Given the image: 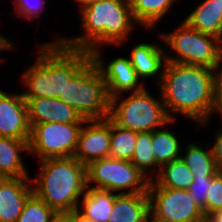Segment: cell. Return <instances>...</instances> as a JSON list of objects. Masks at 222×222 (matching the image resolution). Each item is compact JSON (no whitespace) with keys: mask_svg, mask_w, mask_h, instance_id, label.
<instances>
[{"mask_svg":"<svg viewBox=\"0 0 222 222\" xmlns=\"http://www.w3.org/2000/svg\"><path fill=\"white\" fill-rule=\"evenodd\" d=\"M150 217L158 222H192L204 215L188 190L148 186Z\"/></svg>","mask_w":222,"mask_h":222,"instance_id":"10","label":"cell"},{"mask_svg":"<svg viewBox=\"0 0 222 222\" xmlns=\"http://www.w3.org/2000/svg\"><path fill=\"white\" fill-rule=\"evenodd\" d=\"M161 40L176 55L166 52V61L205 66L215 70L222 64V40L191 28L185 21L173 33L161 34Z\"/></svg>","mask_w":222,"mask_h":222,"instance_id":"7","label":"cell"},{"mask_svg":"<svg viewBox=\"0 0 222 222\" xmlns=\"http://www.w3.org/2000/svg\"><path fill=\"white\" fill-rule=\"evenodd\" d=\"M50 222H75V211L55 213Z\"/></svg>","mask_w":222,"mask_h":222,"instance_id":"33","label":"cell"},{"mask_svg":"<svg viewBox=\"0 0 222 222\" xmlns=\"http://www.w3.org/2000/svg\"><path fill=\"white\" fill-rule=\"evenodd\" d=\"M13 44L14 42L12 43L11 40L7 39V37H4L2 34H0V52L15 49ZM3 61L4 60L0 57V63Z\"/></svg>","mask_w":222,"mask_h":222,"instance_id":"34","label":"cell"},{"mask_svg":"<svg viewBox=\"0 0 222 222\" xmlns=\"http://www.w3.org/2000/svg\"><path fill=\"white\" fill-rule=\"evenodd\" d=\"M27 103L28 120L32 127L41 123H85L86 119L71 106L58 98H24Z\"/></svg>","mask_w":222,"mask_h":222,"instance_id":"14","label":"cell"},{"mask_svg":"<svg viewBox=\"0 0 222 222\" xmlns=\"http://www.w3.org/2000/svg\"><path fill=\"white\" fill-rule=\"evenodd\" d=\"M130 161L150 180H153L159 173L161 166L156 162L153 153L152 132H137L135 149ZM148 169L152 170L149 171ZM154 169H158L157 172L155 170L156 174L153 171ZM150 172H153V174Z\"/></svg>","mask_w":222,"mask_h":222,"instance_id":"25","label":"cell"},{"mask_svg":"<svg viewBox=\"0 0 222 222\" xmlns=\"http://www.w3.org/2000/svg\"><path fill=\"white\" fill-rule=\"evenodd\" d=\"M176 0H129L135 25L144 28H154L159 23Z\"/></svg>","mask_w":222,"mask_h":222,"instance_id":"21","label":"cell"},{"mask_svg":"<svg viewBox=\"0 0 222 222\" xmlns=\"http://www.w3.org/2000/svg\"><path fill=\"white\" fill-rule=\"evenodd\" d=\"M214 145L211 147L214 160L219 171H222V129L216 130Z\"/></svg>","mask_w":222,"mask_h":222,"instance_id":"32","label":"cell"},{"mask_svg":"<svg viewBox=\"0 0 222 222\" xmlns=\"http://www.w3.org/2000/svg\"><path fill=\"white\" fill-rule=\"evenodd\" d=\"M147 222H158V221H155L154 219H152L150 216L147 218Z\"/></svg>","mask_w":222,"mask_h":222,"instance_id":"41","label":"cell"},{"mask_svg":"<svg viewBox=\"0 0 222 222\" xmlns=\"http://www.w3.org/2000/svg\"><path fill=\"white\" fill-rule=\"evenodd\" d=\"M176 133L161 127L152 131V149L156 162L162 166L165 163L180 159L181 149Z\"/></svg>","mask_w":222,"mask_h":222,"instance_id":"24","label":"cell"},{"mask_svg":"<svg viewBox=\"0 0 222 222\" xmlns=\"http://www.w3.org/2000/svg\"><path fill=\"white\" fill-rule=\"evenodd\" d=\"M192 222H211V219L208 215H203L202 217H200L199 219H196Z\"/></svg>","mask_w":222,"mask_h":222,"instance_id":"38","label":"cell"},{"mask_svg":"<svg viewBox=\"0 0 222 222\" xmlns=\"http://www.w3.org/2000/svg\"><path fill=\"white\" fill-rule=\"evenodd\" d=\"M193 177L189 167L180 158L163 164L153 181L163 188L188 190Z\"/></svg>","mask_w":222,"mask_h":222,"instance_id":"23","label":"cell"},{"mask_svg":"<svg viewBox=\"0 0 222 222\" xmlns=\"http://www.w3.org/2000/svg\"><path fill=\"white\" fill-rule=\"evenodd\" d=\"M208 216L210 217L211 222H222V209L217 210Z\"/></svg>","mask_w":222,"mask_h":222,"instance_id":"35","label":"cell"},{"mask_svg":"<svg viewBox=\"0 0 222 222\" xmlns=\"http://www.w3.org/2000/svg\"><path fill=\"white\" fill-rule=\"evenodd\" d=\"M184 21L193 29L222 40V11L212 0H204Z\"/></svg>","mask_w":222,"mask_h":222,"instance_id":"20","label":"cell"},{"mask_svg":"<svg viewBox=\"0 0 222 222\" xmlns=\"http://www.w3.org/2000/svg\"><path fill=\"white\" fill-rule=\"evenodd\" d=\"M216 112L220 113L222 117V65L215 69L214 74V104L212 115Z\"/></svg>","mask_w":222,"mask_h":222,"instance_id":"31","label":"cell"},{"mask_svg":"<svg viewBox=\"0 0 222 222\" xmlns=\"http://www.w3.org/2000/svg\"><path fill=\"white\" fill-rule=\"evenodd\" d=\"M213 2L216 3V5L220 8V10L222 11V0H212Z\"/></svg>","mask_w":222,"mask_h":222,"instance_id":"39","label":"cell"},{"mask_svg":"<svg viewBox=\"0 0 222 222\" xmlns=\"http://www.w3.org/2000/svg\"><path fill=\"white\" fill-rule=\"evenodd\" d=\"M111 120H86L78 138L74 157L82 164L109 157Z\"/></svg>","mask_w":222,"mask_h":222,"instance_id":"12","label":"cell"},{"mask_svg":"<svg viewBox=\"0 0 222 222\" xmlns=\"http://www.w3.org/2000/svg\"><path fill=\"white\" fill-rule=\"evenodd\" d=\"M117 195V193L109 190L87 186L86 192L78 204L77 211L83 217L96 222H108Z\"/></svg>","mask_w":222,"mask_h":222,"instance_id":"19","label":"cell"},{"mask_svg":"<svg viewBox=\"0 0 222 222\" xmlns=\"http://www.w3.org/2000/svg\"><path fill=\"white\" fill-rule=\"evenodd\" d=\"M212 183V177H193L188 191L193 201L203 210L207 202V193Z\"/></svg>","mask_w":222,"mask_h":222,"instance_id":"29","label":"cell"},{"mask_svg":"<svg viewBox=\"0 0 222 222\" xmlns=\"http://www.w3.org/2000/svg\"><path fill=\"white\" fill-rule=\"evenodd\" d=\"M76 1L78 4H80V9L86 8L89 5L93 4L94 2H96L97 0H74Z\"/></svg>","mask_w":222,"mask_h":222,"instance_id":"37","label":"cell"},{"mask_svg":"<svg viewBox=\"0 0 222 222\" xmlns=\"http://www.w3.org/2000/svg\"><path fill=\"white\" fill-rule=\"evenodd\" d=\"M214 74L205 66L166 61L158 87L171 120H176L173 113H179L207 125L214 104Z\"/></svg>","mask_w":222,"mask_h":222,"instance_id":"1","label":"cell"},{"mask_svg":"<svg viewBox=\"0 0 222 222\" xmlns=\"http://www.w3.org/2000/svg\"><path fill=\"white\" fill-rule=\"evenodd\" d=\"M39 163L37 178H30L33 193L56 213L76 211L87 189L86 165L74 156L46 158Z\"/></svg>","mask_w":222,"mask_h":222,"instance_id":"4","label":"cell"},{"mask_svg":"<svg viewBox=\"0 0 222 222\" xmlns=\"http://www.w3.org/2000/svg\"><path fill=\"white\" fill-rule=\"evenodd\" d=\"M29 140L0 137V172L7 178L31 177L21 152H29Z\"/></svg>","mask_w":222,"mask_h":222,"instance_id":"18","label":"cell"},{"mask_svg":"<svg viewBox=\"0 0 222 222\" xmlns=\"http://www.w3.org/2000/svg\"><path fill=\"white\" fill-rule=\"evenodd\" d=\"M83 124H34L31 127L28 153L36 155L39 160L74 156Z\"/></svg>","mask_w":222,"mask_h":222,"instance_id":"9","label":"cell"},{"mask_svg":"<svg viewBox=\"0 0 222 222\" xmlns=\"http://www.w3.org/2000/svg\"><path fill=\"white\" fill-rule=\"evenodd\" d=\"M34 1V0H32ZM30 0H13V6L15 11L20 18L22 17L27 20H33L34 18H40V13L44 8L45 0H36L32 3Z\"/></svg>","mask_w":222,"mask_h":222,"instance_id":"30","label":"cell"},{"mask_svg":"<svg viewBox=\"0 0 222 222\" xmlns=\"http://www.w3.org/2000/svg\"><path fill=\"white\" fill-rule=\"evenodd\" d=\"M75 222H96L94 220L83 217L77 210L75 211Z\"/></svg>","mask_w":222,"mask_h":222,"instance_id":"36","label":"cell"},{"mask_svg":"<svg viewBox=\"0 0 222 222\" xmlns=\"http://www.w3.org/2000/svg\"><path fill=\"white\" fill-rule=\"evenodd\" d=\"M7 177H5L1 172H0V185L3 183V181L6 179Z\"/></svg>","mask_w":222,"mask_h":222,"instance_id":"40","label":"cell"},{"mask_svg":"<svg viewBox=\"0 0 222 222\" xmlns=\"http://www.w3.org/2000/svg\"><path fill=\"white\" fill-rule=\"evenodd\" d=\"M55 213L42 199L32 193L26 200L17 222H50Z\"/></svg>","mask_w":222,"mask_h":222,"instance_id":"27","label":"cell"},{"mask_svg":"<svg viewBox=\"0 0 222 222\" xmlns=\"http://www.w3.org/2000/svg\"><path fill=\"white\" fill-rule=\"evenodd\" d=\"M79 11L84 35L59 37L54 43L91 53L104 44H122L135 27L129 0H97Z\"/></svg>","mask_w":222,"mask_h":222,"instance_id":"3","label":"cell"},{"mask_svg":"<svg viewBox=\"0 0 222 222\" xmlns=\"http://www.w3.org/2000/svg\"><path fill=\"white\" fill-rule=\"evenodd\" d=\"M185 149V156L181 153L180 158L194 177H213L219 172L211 148L205 150L197 143H190Z\"/></svg>","mask_w":222,"mask_h":222,"instance_id":"22","label":"cell"},{"mask_svg":"<svg viewBox=\"0 0 222 222\" xmlns=\"http://www.w3.org/2000/svg\"><path fill=\"white\" fill-rule=\"evenodd\" d=\"M150 216L147 192L118 194L108 222H144Z\"/></svg>","mask_w":222,"mask_h":222,"instance_id":"17","label":"cell"},{"mask_svg":"<svg viewBox=\"0 0 222 222\" xmlns=\"http://www.w3.org/2000/svg\"><path fill=\"white\" fill-rule=\"evenodd\" d=\"M100 48L91 52V59L102 74L103 80L107 85L109 97L112 98L122 93L137 92L145 88V85L140 83L135 69L133 68L130 58L118 57L112 59L104 66Z\"/></svg>","mask_w":222,"mask_h":222,"instance_id":"11","label":"cell"},{"mask_svg":"<svg viewBox=\"0 0 222 222\" xmlns=\"http://www.w3.org/2000/svg\"><path fill=\"white\" fill-rule=\"evenodd\" d=\"M129 58L139 79L159 75L155 81L157 84L160 83L166 64V51L161 48V45H157L156 42L152 44L140 42L133 47Z\"/></svg>","mask_w":222,"mask_h":222,"instance_id":"16","label":"cell"},{"mask_svg":"<svg viewBox=\"0 0 222 222\" xmlns=\"http://www.w3.org/2000/svg\"><path fill=\"white\" fill-rule=\"evenodd\" d=\"M220 209H222V171L212 177V183L207 193L206 206L202 211L204 215H210Z\"/></svg>","mask_w":222,"mask_h":222,"instance_id":"28","label":"cell"},{"mask_svg":"<svg viewBox=\"0 0 222 222\" xmlns=\"http://www.w3.org/2000/svg\"><path fill=\"white\" fill-rule=\"evenodd\" d=\"M35 64L24 71L21 81L27 88L23 98H59L68 82L90 59L86 50L71 49L61 43H46L37 52Z\"/></svg>","mask_w":222,"mask_h":222,"instance_id":"2","label":"cell"},{"mask_svg":"<svg viewBox=\"0 0 222 222\" xmlns=\"http://www.w3.org/2000/svg\"><path fill=\"white\" fill-rule=\"evenodd\" d=\"M119 97L117 95L110 99L108 118L121 128L135 132H152L157 127H166L174 122L169 118L162 98L157 100L146 87L132 92L126 98Z\"/></svg>","mask_w":222,"mask_h":222,"instance_id":"6","label":"cell"},{"mask_svg":"<svg viewBox=\"0 0 222 222\" xmlns=\"http://www.w3.org/2000/svg\"><path fill=\"white\" fill-rule=\"evenodd\" d=\"M86 167L89 187L91 183H96L92 188L109 190L117 194L148 191L150 179L129 160L107 157L94 160Z\"/></svg>","mask_w":222,"mask_h":222,"instance_id":"8","label":"cell"},{"mask_svg":"<svg viewBox=\"0 0 222 222\" xmlns=\"http://www.w3.org/2000/svg\"><path fill=\"white\" fill-rule=\"evenodd\" d=\"M27 103L21 93L0 90V137L30 140Z\"/></svg>","mask_w":222,"mask_h":222,"instance_id":"13","label":"cell"},{"mask_svg":"<svg viewBox=\"0 0 222 222\" xmlns=\"http://www.w3.org/2000/svg\"><path fill=\"white\" fill-rule=\"evenodd\" d=\"M137 132L119 127L111 121L109 157L131 160L134 153Z\"/></svg>","mask_w":222,"mask_h":222,"instance_id":"26","label":"cell"},{"mask_svg":"<svg viewBox=\"0 0 222 222\" xmlns=\"http://www.w3.org/2000/svg\"><path fill=\"white\" fill-rule=\"evenodd\" d=\"M31 177L6 178L0 185V222H17L33 193Z\"/></svg>","mask_w":222,"mask_h":222,"instance_id":"15","label":"cell"},{"mask_svg":"<svg viewBox=\"0 0 222 222\" xmlns=\"http://www.w3.org/2000/svg\"><path fill=\"white\" fill-rule=\"evenodd\" d=\"M86 120L109 117L110 97L97 66L90 59L68 82L59 98Z\"/></svg>","mask_w":222,"mask_h":222,"instance_id":"5","label":"cell"}]
</instances>
